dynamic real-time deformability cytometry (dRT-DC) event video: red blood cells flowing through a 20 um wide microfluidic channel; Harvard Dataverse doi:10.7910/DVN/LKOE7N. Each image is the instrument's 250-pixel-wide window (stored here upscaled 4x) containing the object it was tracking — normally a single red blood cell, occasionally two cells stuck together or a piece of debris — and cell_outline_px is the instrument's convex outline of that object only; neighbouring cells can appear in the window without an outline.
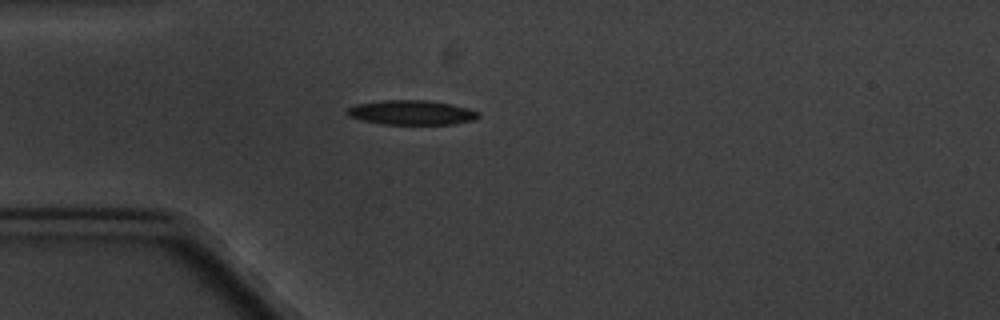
{"species": "common noctule bat (a hibernating species)", "species_latin": "Nyctalus noctula", "temperature_condition": "cold", "stored_images_in_passage": 1, "camera_frame_rate_fps": 3000, "um_per_image_px": 0.085, "animal": {"sex": "male", "body_mass_g": 20.1, "forearm_length_mm": 53.5}, "frame": {"image": 1, "passage_image": 1, "time_ms": 0.0, "image_size_px": [1000, 320], "cell_outline_px": [[480, 116], [476, 120], [452, 124], [384, 124], [364, 120], [348, 116], [344, 112], [348, 108], [356, 104], [384, 100], [428, 100], [468, 108], [480, 112]], "centroid_in_image_um": [35.0, 9.56], "position_along_channel_um": 50.0, "area_um2": 18.73}}